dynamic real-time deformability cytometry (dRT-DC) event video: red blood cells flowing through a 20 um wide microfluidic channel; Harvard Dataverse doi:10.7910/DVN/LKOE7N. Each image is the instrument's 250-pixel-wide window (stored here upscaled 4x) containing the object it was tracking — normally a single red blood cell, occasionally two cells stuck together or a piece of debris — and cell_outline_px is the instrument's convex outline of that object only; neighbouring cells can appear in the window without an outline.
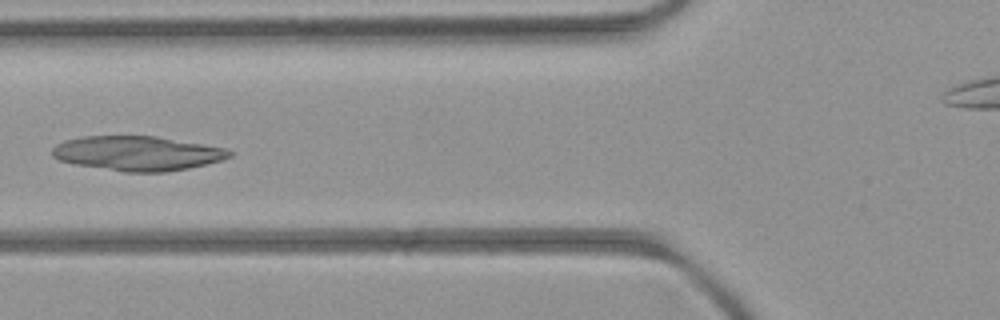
{"species": "common noctule bat (a hibernating species)", "species_latin": "Nyctalus noctula", "temperature_condition": "room temperature", "stored_images_in_passage": 6, "camera_frame_rate_fps": 3000, "um_per_image_px": 0.085, "animal": {"sex": "female", "body_mass_g": 21.9}, "frame": {"image": 1, "passage_image": 6, "time_ms": 5.667, "image_size_px": [1000, 320], "cell_outline_px": [[236, 152], [232, 156], [224, 160], [188, 168], [164, 172], [124, 172], [76, 164], [60, 160], [52, 156], [52, 148], [56, 144], [64, 140], [84, 136], [156, 136], [204, 144], [224, 148]], "centroid_in_image_um": [11.71, 13.03], "position_along_channel_um": 114.1, "area_um2": 35.78}}